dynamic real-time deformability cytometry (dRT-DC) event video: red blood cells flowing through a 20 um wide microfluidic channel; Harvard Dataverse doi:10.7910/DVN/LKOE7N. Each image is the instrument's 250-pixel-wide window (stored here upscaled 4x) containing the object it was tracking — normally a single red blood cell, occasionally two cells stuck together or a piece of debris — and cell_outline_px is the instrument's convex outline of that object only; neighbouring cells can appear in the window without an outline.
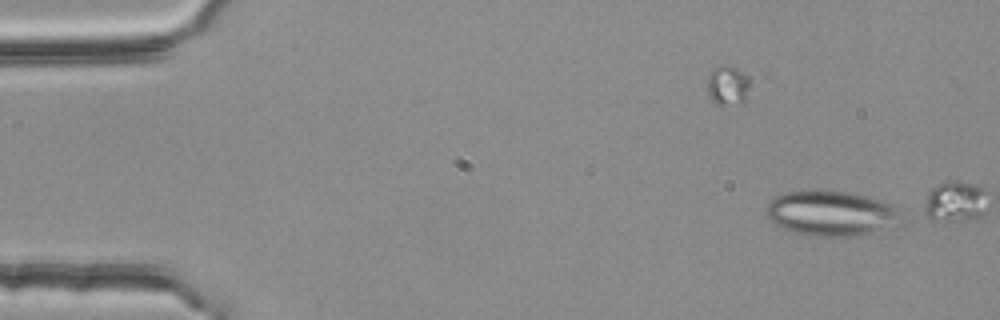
{"species": "common noctule bat (a hibernating species)", "species_latin": "Nyctalus noctula", "temperature_condition": "room temperature", "stored_images_in_passage": 10, "camera_frame_rate_fps": 3000, "um_per_image_px": 0.085, "animal": {"sex": "female", "body_mass_g": 25.1}, "frame": {"image": 1, "passage_image": 10, "time_ms": 3.0, "image_size_px": [1000, 320], "cell_outline_px": [[904, 228], [864, 236], [812, 236], [792, 232], [776, 224], [764, 216], [764, 208], [768, 200], [784, 192], [812, 188], [852, 192], [868, 196], [892, 204], [904, 212]], "centroid_in_image_um": [70.78, 18.14], "position_along_channel_um": 14.2, "area_um2": 37.92}}